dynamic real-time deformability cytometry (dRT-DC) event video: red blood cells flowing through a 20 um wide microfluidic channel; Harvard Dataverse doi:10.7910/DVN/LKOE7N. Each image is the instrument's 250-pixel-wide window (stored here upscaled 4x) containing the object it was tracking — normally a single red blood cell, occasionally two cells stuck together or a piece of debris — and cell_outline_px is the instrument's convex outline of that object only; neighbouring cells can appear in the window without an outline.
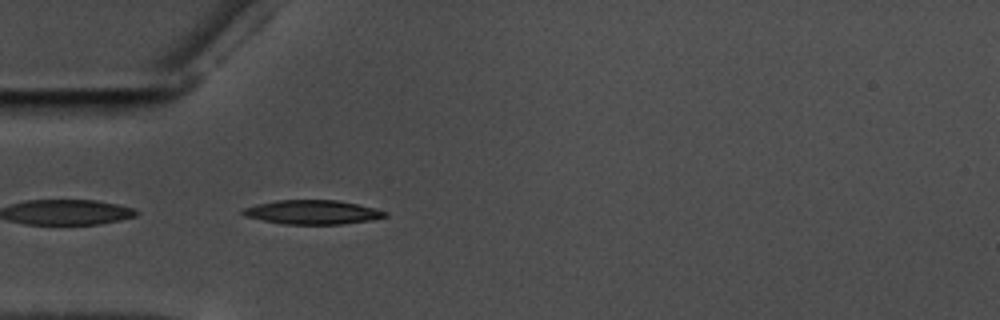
{"species": "common noctule bat (a hibernating species)", "species_latin": "Nyctalus noctula", "temperature_condition": "warm", "stored_images_in_passage": 41, "camera_frame_rate_fps": 3000, "um_per_image_px": 0.085, "animal": {"sex": "male", "body_mass_g": 17.5, "forearm_length_mm": 52.3}, "frame": {"image": 1, "passage_image": 1, "time_ms": 0.0, "image_size_px": [1000, 320], "cell_outline_px": [[388, 216], [372, 220], [340, 224], [284, 224], [244, 216], [240, 212], [244, 208], [256, 204], [276, 200], [336, 200], [376, 208], [388, 212]], "centroid_in_image_um": [26.57, 18.03], "position_along_channel_um": 58.4, "area_um2": 19.94}}
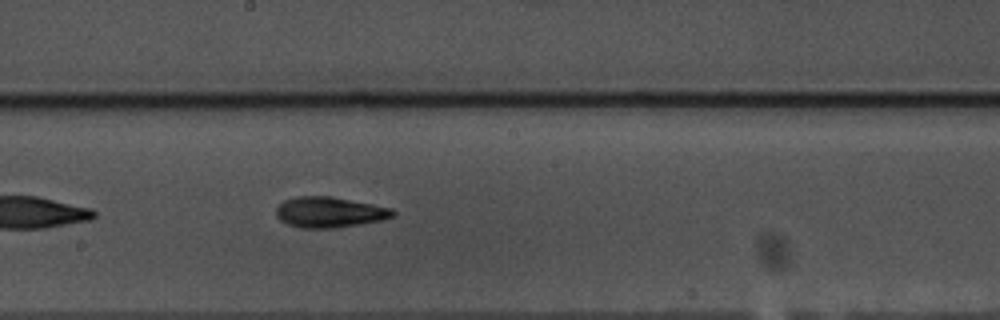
{"frame": {"image": 2, "passage_image": 15, "time_ms": 4.667, "image_size_px": [1000, 320], "cell_outline_px": [[396, 212], [392, 216], [384, 220], [332, 228], [300, 228], [288, 224], [280, 220], [276, 216], [276, 208], [284, 200], [296, 196], [332, 196], [392, 208]], "centroid_in_image_um": [27.99, 18.03], "position_along_channel_um": 220.2, "area_um2": 20.81}}
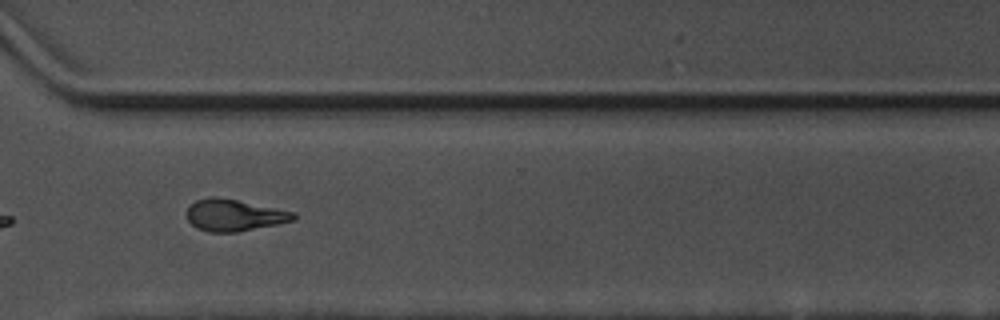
{"frame": {"image": 3, "passage_image": 26, "time_ms": 8.333, "image_size_px": [1000, 320], "cell_outline_px": [[296, 220], [236, 232], [208, 232], [196, 228], [188, 220], [188, 208], [196, 200], [208, 196], [216, 196], [296, 212]], "centroid_in_image_um": [19.9, 18.29], "position_along_channel_um": 350.7, "area_um2": 19.59}, "authors_computed_cell_mechanics": {"area_um2": 19.7676, "velocity_mm_per_s": 3.5541, "shape_relaxation_time_tau1_ms": 4.3737, "shape_relaxation_time_tau2_ms": 2.7352, "deformation_change_tau1": 0.1679, "deformation_change_tau2": 0.1129}}